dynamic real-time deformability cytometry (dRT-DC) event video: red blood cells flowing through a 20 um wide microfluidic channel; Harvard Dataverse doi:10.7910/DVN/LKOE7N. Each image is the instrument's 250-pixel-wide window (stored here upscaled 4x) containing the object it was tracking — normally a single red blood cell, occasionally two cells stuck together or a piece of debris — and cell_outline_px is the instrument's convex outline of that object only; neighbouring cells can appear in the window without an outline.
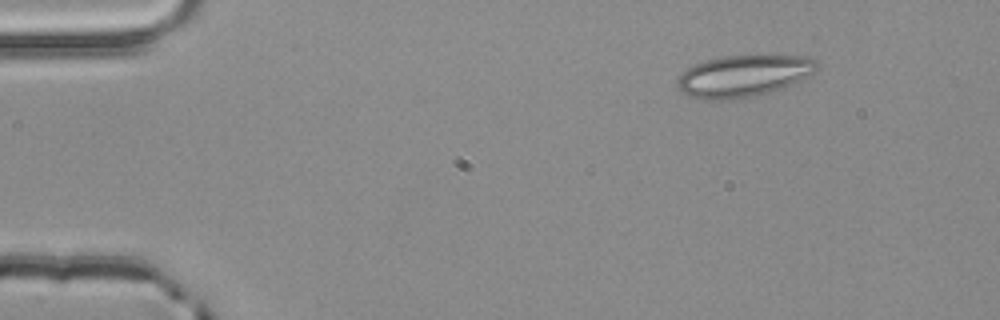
{"species": "common noctule bat (a hibernating species)", "species_latin": "Nyctalus noctula", "temperature_condition": "room temperature", "stored_images_in_passage": 3, "segment_of_instrument_passage": [1, 2], "camera_frame_rate_fps": 3000, "um_per_image_px": 0.085, "animal": {"sex": "male", "body_mass_g": 20.4}, "frame": {"image": 1, "passage_image": 1, "time_ms": 0.0, "image_size_px": [1000, 320], "cell_outline_px": [[816, 68], [812, 72], [792, 84], [768, 92], [728, 100], [704, 100], [688, 96], [676, 88], [676, 80], [688, 68], [696, 64], [708, 60], [724, 56], [808, 56], [816, 60]], "centroid_in_image_um": [63.13, 6.46], "position_along_channel_um": 21.9, "area_um2": 33.29}}